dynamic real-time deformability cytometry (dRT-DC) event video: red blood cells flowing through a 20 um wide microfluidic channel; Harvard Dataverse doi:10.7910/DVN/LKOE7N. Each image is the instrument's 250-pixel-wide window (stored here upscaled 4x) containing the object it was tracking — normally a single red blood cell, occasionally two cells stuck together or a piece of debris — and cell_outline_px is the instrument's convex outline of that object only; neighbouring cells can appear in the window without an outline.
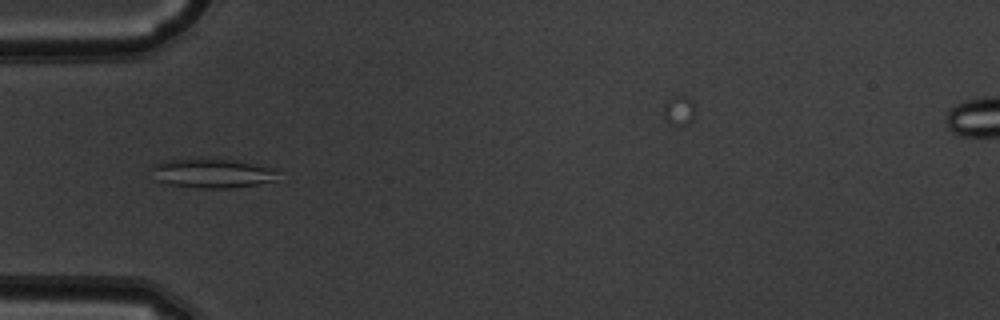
{"species": "common noctule bat (a hibernating species)", "species_latin": "Nyctalus noctula", "temperature_condition": "warm", "stored_images_in_passage": 35, "camera_frame_rate_fps": 3000, "um_per_image_px": 0.085, "animal": {"sex": "male", "body_mass_g": 19.5, "forearm_length_mm": 54.6}, "frame": {"image": 1, "passage_image": 1, "time_ms": 0.0, "image_size_px": [1000, 320], "cell_outline_px": [[276, 180], [256, 184], [232, 188], [200, 188], [168, 184], [156, 180], [148, 168], [152, 164], [164, 160], [236, 160], [276, 168]], "centroid_in_image_um": [17.99, 14.74], "position_along_channel_um": 67.0, "area_um2": 21.39}}
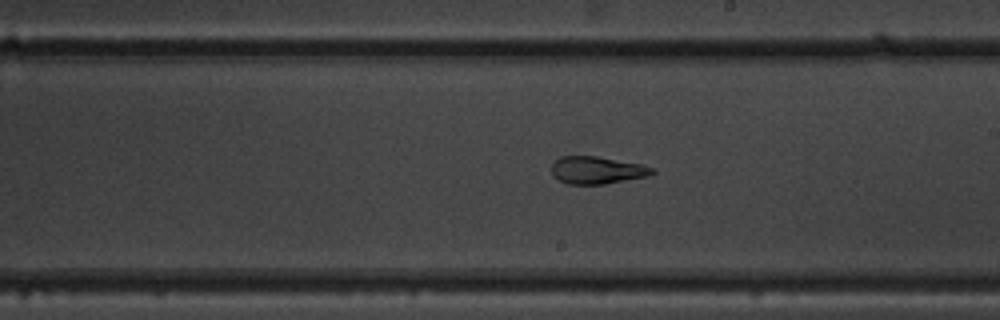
{"frame": {"image": 2, "passage_image": 14, "time_ms": 4.333, "image_size_px": [1000, 320], "cell_outline_px": [[656, 172], [648, 176], [604, 184], [568, 184], [552, 176], [552, 164], [560, 156], [596, 156], [640, 164], [656, 168]], "centroid_in_image_um": [50.75, 14.46], "position_along_channel_um": 238.2, "area_um2": 16.07}}
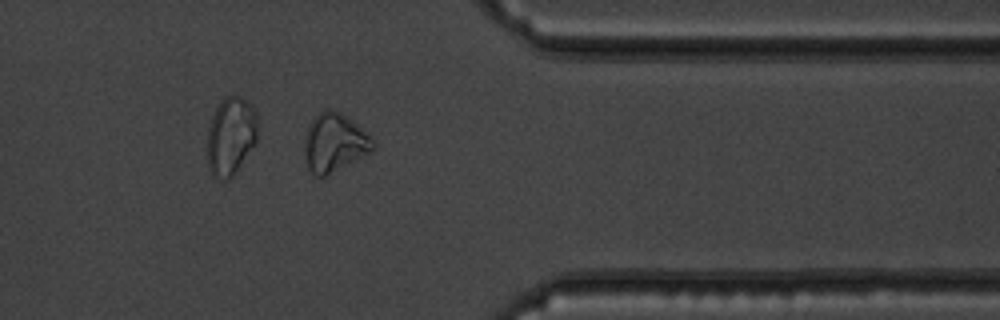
{"frame": {"image": 3, "passage_image": 26, "time_ms": 8.333, "image_size_px": [1000, 320], "cell_outline_px": [[376, 148], [372, 152], [324, 176], [316, 176], [308, 168], [304, 152], [304, 136], [312, 120], [324, 108], [328, 108], [340, 112], [348, 116], [376, 144]], "centroid_in_image_um": [28.42, 12.11], "position_along_channel_um": 383.0, "area_um2": 23.12}, "authors_computed_cell_mechanics": {"area_um2": 18.1492, "velocity_mm_per_s": 3.9822, "shape_relaxation_time_tau1_ms": null, "shape_relaxation_time_tau2_ms": 1.4037, "deformation_change_tau1": null, "deformation_change_tau2": 0.0782}}